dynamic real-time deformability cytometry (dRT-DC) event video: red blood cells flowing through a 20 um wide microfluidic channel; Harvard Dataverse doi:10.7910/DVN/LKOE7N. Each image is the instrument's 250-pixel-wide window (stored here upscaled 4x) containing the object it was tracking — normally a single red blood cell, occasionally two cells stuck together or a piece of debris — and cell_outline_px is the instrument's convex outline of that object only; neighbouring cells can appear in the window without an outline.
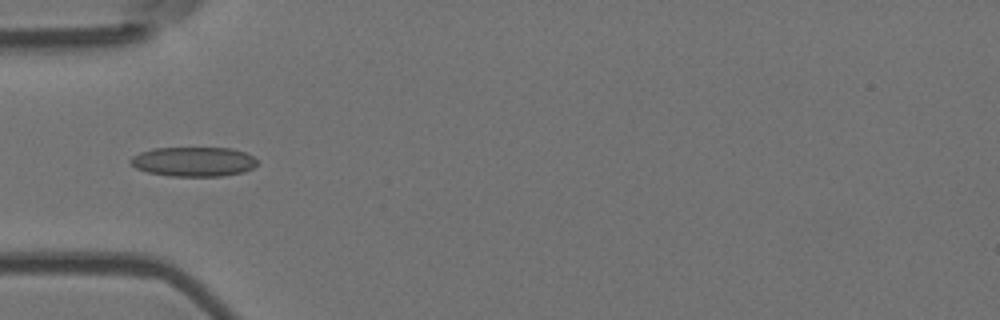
{"species": "Egyptian fruit bat (a non-hibernating species)", "species_latin": "Rousettus aegyptiacus", "temperature_condition": "room temperature", "stored_images_in_passage": 53, "camera_frame_rate_fps": 3000, "um_per_image_px": 0.085, "animal": {"sex": "female"}, "frame": {"image": 1, "passage_image": 17, "time_ms": 5.333, "image_size_px": [1000, 320], "cell_outline_px": [[260, 164], [244, 172], [220, 176], [172, 176], [148, 172], [136, 168], [128, 160], [132, 156], [140, 152], [152, 148], [232, 148], [244, 152], [252, 156]], "centroid_in_image_um": [16.46, 13.74], "position_along_channel_um": 68.5, "area_um2": 21.85}}
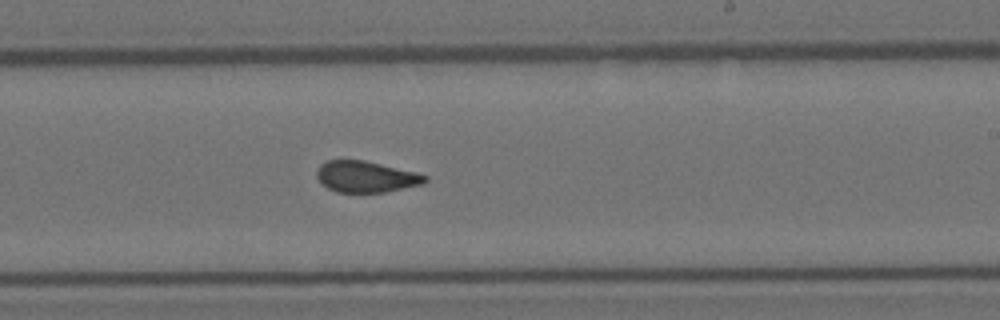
{"frame": {"image": 2, "passage_image": 32, "time_ms": 10.333, "image_size_px": [1000, 320], "cell_outline_px": [[428, 180], [424, 184], [384, 192], [336, 192], [320, 184], [316, 176], [316, 172], [320, 164], [328, 160], [364, 160], [416, 172], [428, 176]], "centroid_in_image_um": [31.09, 15.02], "position_along_channel_um": 257.9, "area_um2": 19.83}}
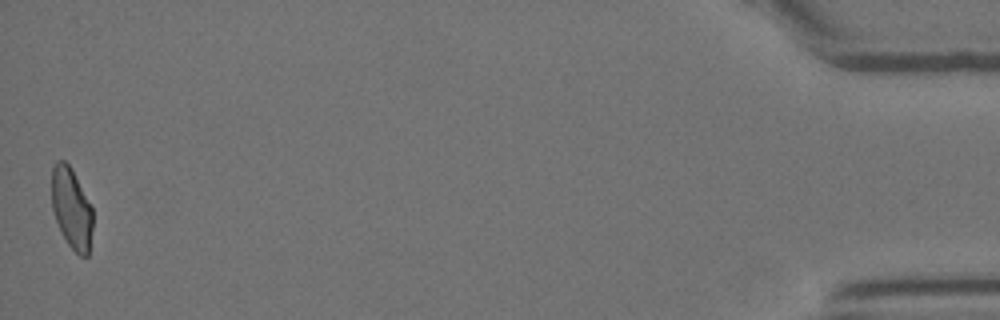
{"frame": {"image": 3, "passage_image": 53, "time_ms": 17.333, "image_size_px": [1000, 320], "cell_outline_px": [[92, 228], [88, 256], [80, 256], [68, 244], [56, 220], [52, 208], [52, 168], [56, 160], [64, 160], [72, 168], [92, 208]], "centroid_in_image_um": [6.08, 17.68], "position_along_channel_um": 429.1, "area_um2": 19.13}, "authors_computed_cell_mechanics": {"area_um2": 20.6924, "velocity_mm_per_s": 3.7873, "shape_relaxation_time_tau1_ms": null, "shape_relaxation_time_tau2_ms": 1.3452, "deformation_change_tau1": null, "deformation_change_tau2": 0.0746}}